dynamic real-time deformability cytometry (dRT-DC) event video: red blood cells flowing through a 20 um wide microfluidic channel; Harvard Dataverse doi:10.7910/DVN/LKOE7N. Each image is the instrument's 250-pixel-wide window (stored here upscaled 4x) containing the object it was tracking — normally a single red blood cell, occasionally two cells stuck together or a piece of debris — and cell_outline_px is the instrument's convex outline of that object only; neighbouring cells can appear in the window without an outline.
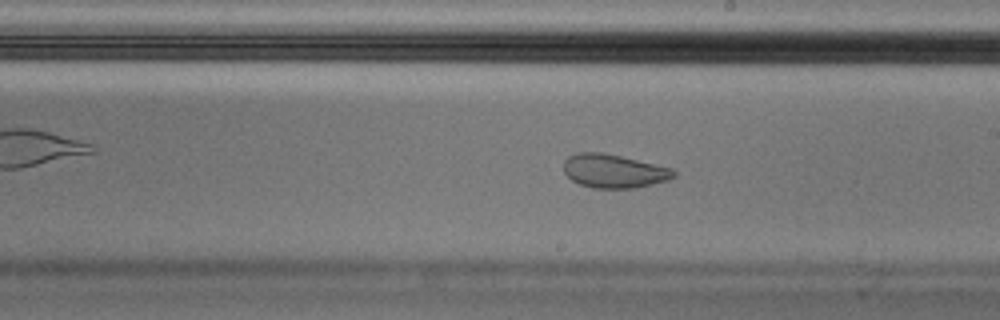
{"species": "Egyptian fruit bat (a non-hibernating species)", "species_latin": "Rousettus aegyptiacus", "temperature_condition": "cold", "stored_images_in_passage": 56, "camera_frame_rate_fps": 3000, "um_per_image_px": 0.085, "animal": {"sex": "male"}, "frame": {"image": 1, "passage_image": 32, "time_ms": 10.333, "image_size_px": [1000, 320], "cell_outline_px": [[676, 176], [668, 180], [636, 188], [592, 188], [580, 184], [572, 180], [564, 172], [564, 160], [568, 156], [576, 152], [600, 152], [620, 156], [672, 168], [676, 172]], "centroid_in_image_um": [52.17, 14.54], "position_along_channel_um": 236.8, "area_um2": 21.56}}